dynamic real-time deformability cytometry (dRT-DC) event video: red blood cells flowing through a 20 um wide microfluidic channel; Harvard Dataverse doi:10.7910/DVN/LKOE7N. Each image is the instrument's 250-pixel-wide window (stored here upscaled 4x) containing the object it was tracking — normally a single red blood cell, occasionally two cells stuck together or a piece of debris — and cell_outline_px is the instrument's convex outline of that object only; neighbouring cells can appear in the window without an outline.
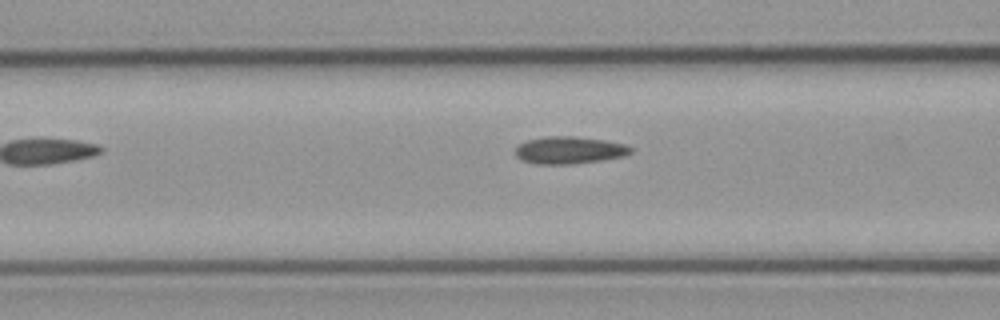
{"species": "common noctule bat (a hibernating species)", "species_latin": "Nyctalus noctula", "temperature_condition": "cold", "stored_images_in_passage": 7, "camera_frame_rate_fps": 3000, "um_per_image_px": 0.085, "animal": {"sex": "male", "body_mass_g": 23.1, "forearm_length_mm": 52.7}, "frame": {"image": 1, "passage_image": 7, "time_ms": 7.0, "image_size_px": [1000, 320], "cell_outline_px": [[632, 152], [624, 156], [600, 160], [572, 164], [536, 164], [520, 160], [516, 156], [516, 148], [520, 144], [528, 140], [548, 136], [572, 136], [604, 140], [624, 144], [632, 148]], "centroid_in_image_um": [48.37, 12.77], "position_along_channel_um": 118.2, "area_um2": 18.21}}